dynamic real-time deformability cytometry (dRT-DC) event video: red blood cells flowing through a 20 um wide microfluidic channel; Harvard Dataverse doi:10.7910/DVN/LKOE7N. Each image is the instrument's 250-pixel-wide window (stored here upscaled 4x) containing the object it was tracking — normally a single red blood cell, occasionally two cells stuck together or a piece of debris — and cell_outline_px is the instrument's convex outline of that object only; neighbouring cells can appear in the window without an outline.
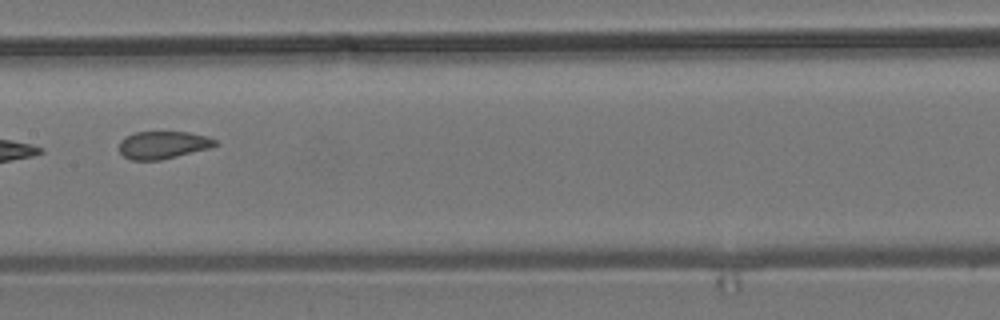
{"species": "common noctule bat (a hibernating species)", "species_latin": "Nyctalus noctula", "temperature_condition": "room temperature", "stored_images_in_passage": 9, "camera_frame_rate_fps": 3000, "um_per_image_px": 0.085, "animal": {"sex": "male", "body_mass_g": 19.2, "forearm_length_mm": 51.8}, "frame": {"image": 1, "passage_image": 7, "time_ms": 8.0, "image_size_px": [1000, 320], "cell_outline_px": [[216, 144], [212, 148], [160, 160], [132, 160], [124, 156], [120, 152], [120, 140], [136, 132], [188, 132], [208, 136], [216, 140]], "centroid_in_image_um": [13.89, 12.32], "position_along_channel_um": 193.5, "area_um2": 15.37}}
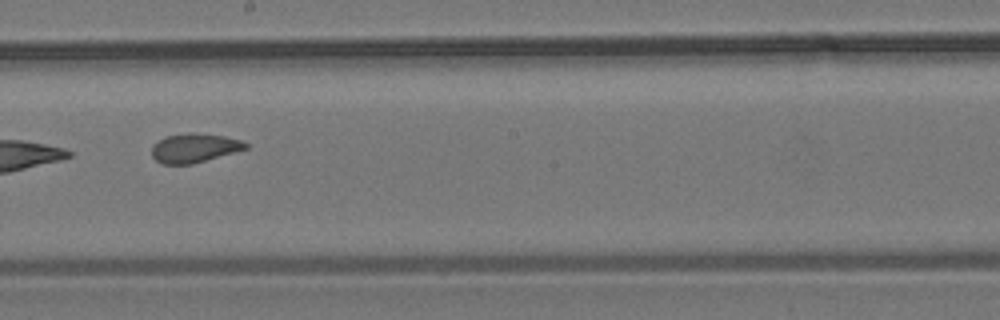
{"frame": {"image": 2, "passage_image": 8, "time_ms": 9.0, "image_size_px": [1000, 320], "cell_outline_px": [[248, 148], [192, 164], [164, 164], [156, 160], [152, 156], [152, 144], [164, 136], [192, 132], [224, 136], [240, 140], [248, 144]], "centroid_in_image_um": [16.48, 12.57], "position_along_channel_um": 231.7, "area_um2": 15.84}}
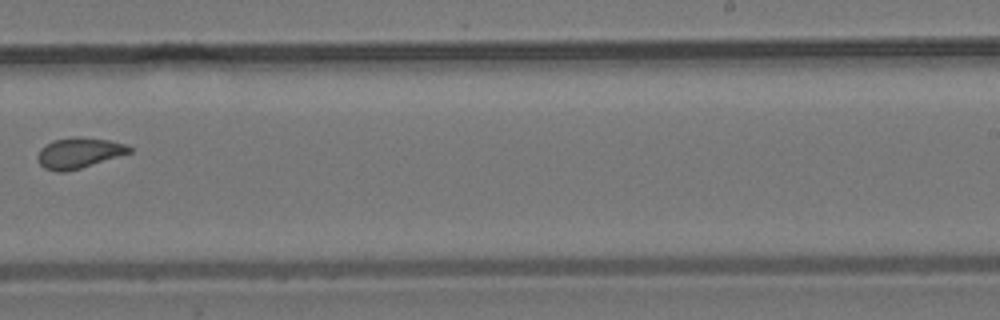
{"frame": {"image": 3, "passage_image": 9, "time_ms": 10.333, "image_size_px": [1000, 320], "cell_outline_px": [[132, 152], [80, 168], [64, 172], [56, 172], [44, 168], [40, 164], [36, 156], [40, 148], [52, 140], [72, 136], [76, 136], [108, 140], [124, 144], [132, 148]], "centroid_in_image_um": [6.66, 12.99], "position_along_channel_um": 282.3, "area_um2": 16.36}}